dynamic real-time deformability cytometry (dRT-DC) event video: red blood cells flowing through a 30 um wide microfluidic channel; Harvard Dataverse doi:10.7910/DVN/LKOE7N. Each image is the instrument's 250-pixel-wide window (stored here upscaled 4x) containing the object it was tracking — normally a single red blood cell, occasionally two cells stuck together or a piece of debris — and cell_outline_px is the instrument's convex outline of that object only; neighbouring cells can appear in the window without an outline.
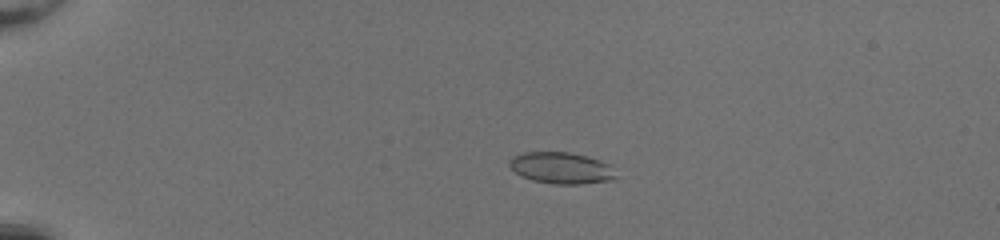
{"species": "common noctule bat (a hibernating species)", "species_latin": "Nyctalus noctula", "temperature_condition": "room temperature", "stored_images_in_passage": 51, "camera_frame_rate_fps": 3000, "um_per_image_px": 0.085, "animal": {"sex": "female", "body_mass_g": 20.0, "forearm_length_mm": 54.0}, "frame": {"image": 1, "passage_image": 13, "time_ms": 4.0, "image_size_px": [1000, 240], "cell_outline_px": [[620, 176], [608, 180], [580, 184], [552, 184], [532, 180], [520, 176], [508, 164], [508, 160], [512, 156], [524, 152], [568, 152], [588, 156], [612, 164]], "centroid_in_image_um": [47.74, 14.27], "position_along_channel_um": 37.3, "area_um2": 19.88}}
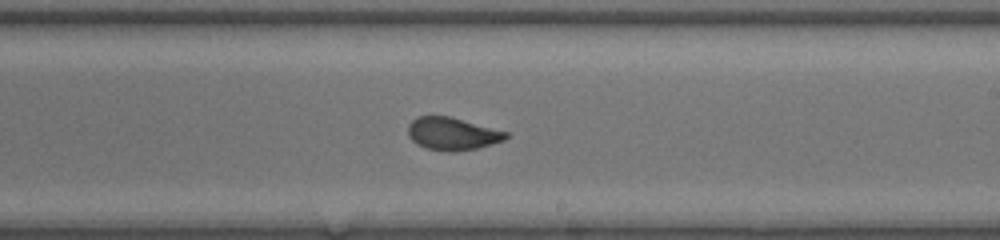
{"frame": {"image": 2, "passage_image": 33, "time_ms": 10.667, "image_size_px": [1000, 240], "cell_outline_px": [[508, 136], [504, 140], [492, 144], [476, 148], [452, 152], [448, 152], [428, 148], [416, 144], [408, 136], [408, 124], [416, 116], [448, 116], [508, 132]], "centroid_in_image_um": [38.42, 11.37], "position_along_channel_um": 250.6, "area_um2": 18.5}}
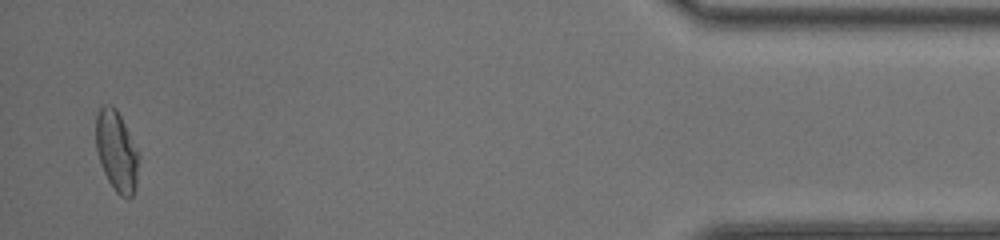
{"frame": {"image": 3, "passage_image": 50, "time_ms": 16.333, "image_size_px": [1000, 240], "cell_outline_px": [[140, 156], [136, 184], [132, 196], [128, 200], [120, 196], [112, 188], [104, 172], [96, 148], [96, 112], [104, 104], [112, 104], [116, 108]], "centroid_in_image_um": [9.91, 12.86], "position_along_channel_um": 425.3, "area_um2": 20.11}, "authors_computed_cell_mechanics": {"area_um2": 19.652, "velocity_mm_per_s": 4.2608, "shape_relaxation_time_tau1_ms": 9.6126, "shape_relaxation_time_tau2_ms": null, "deformation_change_tau1": 0.2521, "deformation_change_tau2": null}}